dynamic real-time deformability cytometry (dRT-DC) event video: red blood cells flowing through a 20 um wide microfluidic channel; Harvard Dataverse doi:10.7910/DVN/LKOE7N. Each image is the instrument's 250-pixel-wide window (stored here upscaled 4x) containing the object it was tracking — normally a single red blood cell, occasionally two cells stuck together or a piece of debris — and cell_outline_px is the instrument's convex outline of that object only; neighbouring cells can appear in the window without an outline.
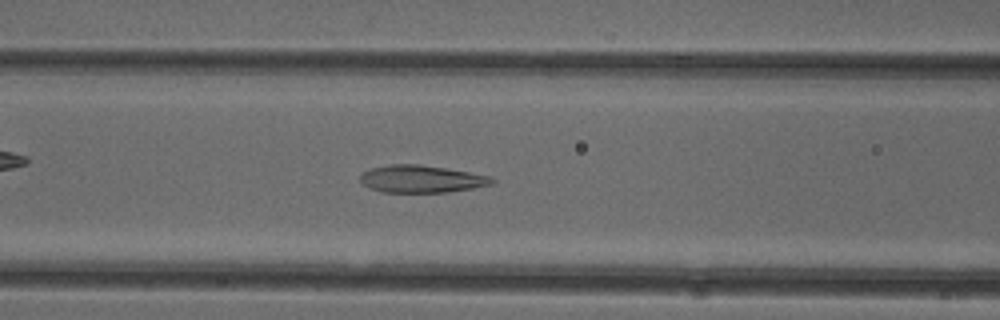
{"species": "common noctule bat (a hibernating species)", "species_latin": "Nyctalus noctula", "temperature_condition": "cold", "stored_images_in_passage": 50, "camera_frame_rate_fps": 3000, "um_per_image_px": 0.085, "animal": {"sex": "female"}, "frame": {"image": 1, "passage_image": 20, "time_ms": 6.333, "image_size_px": [1000, 320], "cell_outline_px": [[496, 180], [492, 184], [472, 188], [448, 192], [384, 192], [368, 188], [360, 180], [360, 176], [364, 172], [372, 168], [392, 164], [420, 164], [492, 176]], "centroid_in_image_um": [35.83, 15.21], "position_along_channel_um": 130.8, "area_um2": 20.87}}
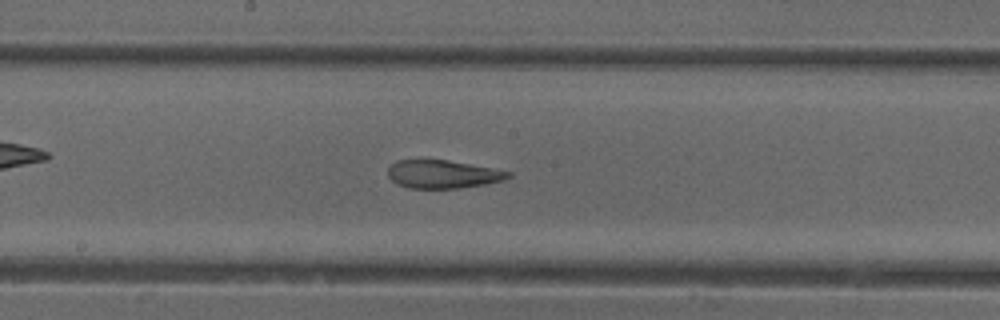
{"frame": {"image": 2, "passage_image": 26, "time_ms": 8.333, "image_size_px": [1000, 320], "cell_outline_px": [[512, 176], [504, 180], [484, 184], [456, 188], [408, 188], [392, 180], [388, 176], [388, 168], [396, 160], [448, 160], [492, 168], [512, 172]], "centroid_in_image_um": [37.65, 14.8], "position_along_channel_um": 210.6, "area_um2": 19.54}}
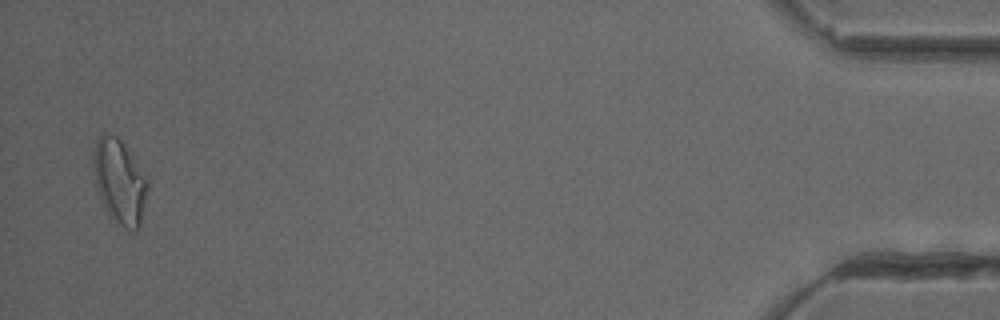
{"frame": {"image": 3, "passage_image": 49, "time_ms": 16.0, "image_size_px": [1000, 320], "cell_outline_px": [[148, 184], [140, 228], [136, 232], [132, 232], [120, 224], [104, 208], [100, 200], [92, 172], [92, 156], [96, 140], [100, 132], [104, 132], [116, 136], [120, 140], [148, 180]], "centroid_in_image_um": [10.12, 15.43], "position_along_channel_um": 425.1, "area_um2": 26.65}, "authors_computed_cell_mechanics": {"area_um2": 22.1085, "velocity_mm_per_s": 3.9812, "shape_relaxation_time_tau1_ms": null, "shape_relaxation_time_tau2_ms": 2.4756, "deformation_change_tau1": null, "deformation_change_tau2": 0.0924}}